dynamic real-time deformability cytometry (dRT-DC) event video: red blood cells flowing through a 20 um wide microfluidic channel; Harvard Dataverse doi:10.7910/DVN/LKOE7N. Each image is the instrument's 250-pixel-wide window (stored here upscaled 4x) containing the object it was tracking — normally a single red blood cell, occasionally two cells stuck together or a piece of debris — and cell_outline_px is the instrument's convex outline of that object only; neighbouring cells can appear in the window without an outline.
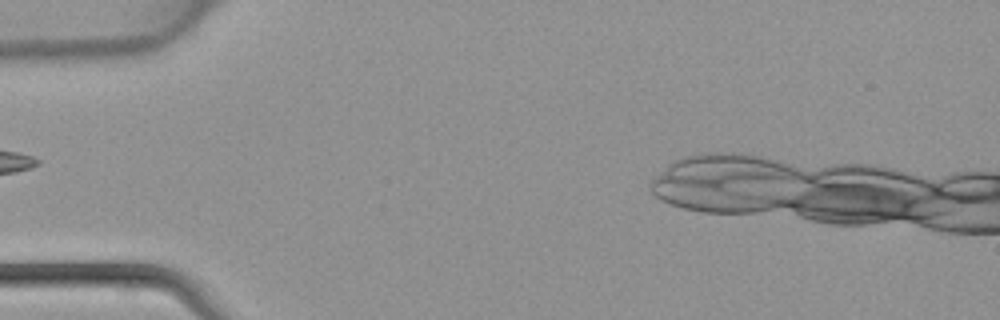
{"species": "common noctule bat (a hibernating species)", "species_latin": "Nyctalus noctula", "temperature_condition": "warm", "stored_images_in_passage": 8, "camera_frame_rate_fps": 3000, "um_per_image_px": 0.085, "animal": {"sex": "female", "body_mass_g": 22.7, "forearm_length_mm": 54.2}, "frame": {"image": 1, "passage_image": 2, "time_ms": 0.333, "image_size_px": [1000, 320], "cell_outline_px": [[924, 216], [860, 220], [824, 220], [776, 204], [808, 180], [868, 172], [884, 172], [900, 176]], "centroid_in_image_um": [72.6, 16.81], "position_along_channel_um": 12.4, "area_um2": 36.88}}